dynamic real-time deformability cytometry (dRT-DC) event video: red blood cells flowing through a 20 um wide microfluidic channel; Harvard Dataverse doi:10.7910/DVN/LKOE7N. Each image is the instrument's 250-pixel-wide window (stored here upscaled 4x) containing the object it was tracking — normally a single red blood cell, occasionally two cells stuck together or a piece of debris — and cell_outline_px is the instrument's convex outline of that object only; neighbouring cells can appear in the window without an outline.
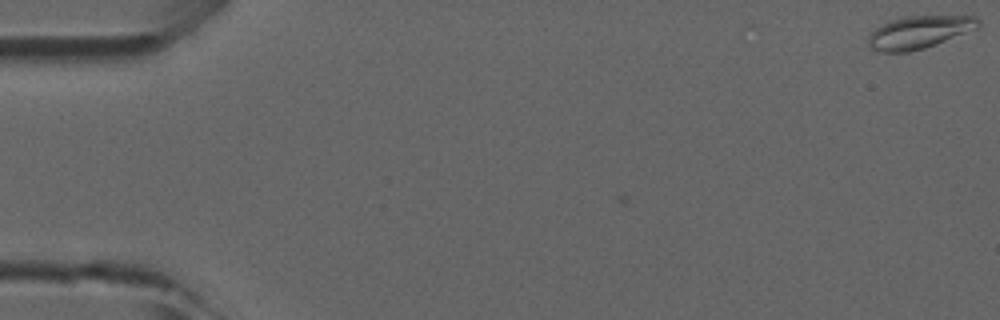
{"species": "common noctule bat (a hibernating species)", "species_latin": "Nyctalus noctula", "temperature_condition": "room temperature", "stored_images_in_passage": 4, "camera_frame_rate_fps": 3000, "um_per_image_px": 0.085, "animal": {"sex": "male", "forearm_length_mm": 52.5}, "frame": {"image": 1, "passage_image": 1, "time_ms": 0.0, "image_size_px": [1000, 320], "cell_outline_px": [[980, 28], [924, 48], [908, 52], [880, 52], [868, 48], [868, 36], [880, 24], [888, 20], [904, 16], [976, 16], [980, 20]], "centroid_in_image_um": [78.11, 2.73], "position_along_channel_um": 6.9, "area_um2": 21.21}}